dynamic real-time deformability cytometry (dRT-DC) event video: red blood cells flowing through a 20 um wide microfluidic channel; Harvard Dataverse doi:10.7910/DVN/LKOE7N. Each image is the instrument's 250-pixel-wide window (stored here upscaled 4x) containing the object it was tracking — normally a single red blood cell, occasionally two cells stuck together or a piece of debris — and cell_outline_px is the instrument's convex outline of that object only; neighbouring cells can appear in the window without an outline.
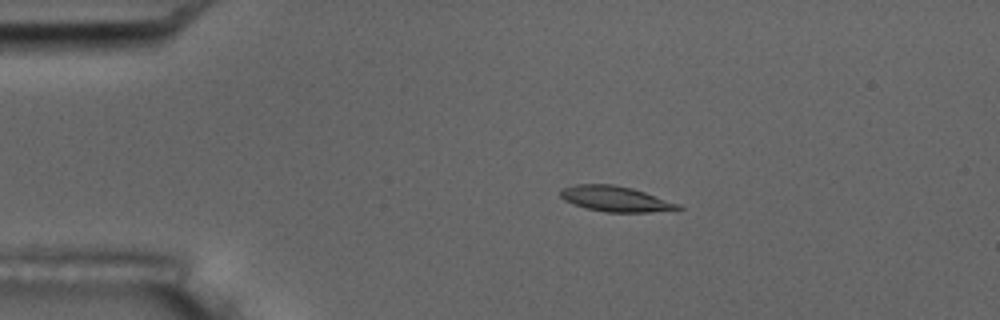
{"species": "common noctule bat (a hibernating species)", "species_latin": "Nyctalus noctula", "temperature_condition": "room temperature", "stored_images_in_passage": 5, "camera_frame_rate_fps": 3000, "um_per_image_px": 0.085, "animal": {"sex": "male", "body_mass_g": 17.5, "forearm_length_mm": 52.3}, "frame": {"image": 1, "passage_image": 3, "time_ms": 2.333, "image_size_px": [1000, 320], "cell_outline_px": [[684, 208], [648, 212], [604, 212], [584, 208], [572, 204], [564, 200], [560, 196], [560, 192], [564, 188], [576, 184], [612, 184], [632, 188], [680, 204]], "centroid_in_image_um": [52.28, 16.91], "position_along_channel_um": 32.7, "area_um2": 17.34}}
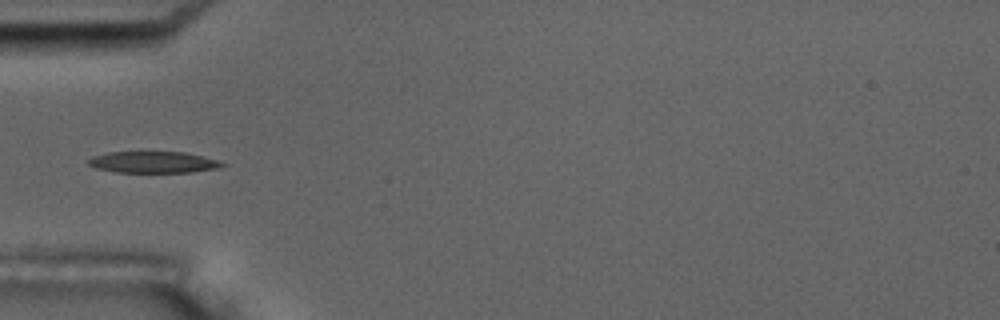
{"frame": {"image": 2, "passage_image": 5, "time_ms": 4.667, "image_size_px": [1000, 320], "cell_outline_px": [[228, 164], [216, 168], [192, 172], [116, 172], [96, 168], [88, 164], [88, 160], [92, 156], [108, 152], [140, 148], [184, 152], [204, 156], [220, 160]], "centroid_in_image_um": [13.01, 13.72], "position_along_channel_um": 72.0, "area_um2": 17.86}}